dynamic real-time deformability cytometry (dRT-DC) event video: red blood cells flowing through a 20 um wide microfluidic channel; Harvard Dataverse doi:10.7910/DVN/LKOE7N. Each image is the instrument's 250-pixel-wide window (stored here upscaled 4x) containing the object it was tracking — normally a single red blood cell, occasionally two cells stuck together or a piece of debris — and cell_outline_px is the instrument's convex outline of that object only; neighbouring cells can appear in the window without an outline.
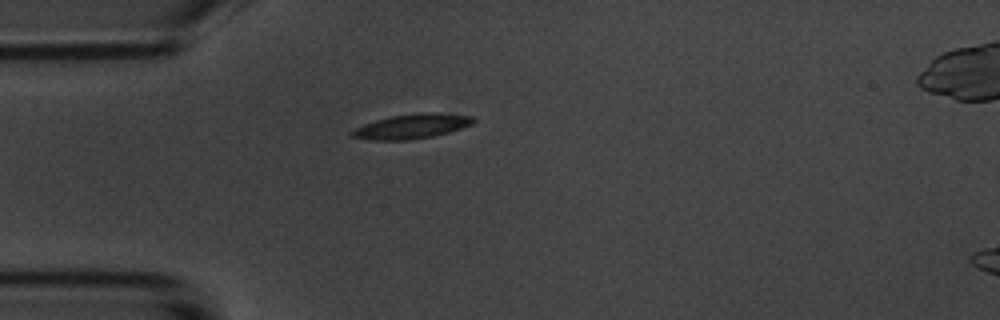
{"species": "common noctule bat (a hibernating species)", "species_latin": "Nyctalus noctula", "temperature_condition": "room temperature", "stored_images_in_passage": 1, "camera_frame_rate_fps": 3000, "um_per_image_px": 0.085, "animal": {"sex": "male", "body_mass_g": 20.1, "forearm_length_mm": 53.5}, "frame": {"image": 1, "passage_image": 1, "time_ms": 0.0, "image_size_px": [1000, 320], "cell_outline_px": [[476, 120], [472, 124], [448, 132], [432, 136], [408, 140], [368, 140], [352, 136], [348, 132], [364, 124], [376, 120], [392, 116], [424, 112], [436, 112], [472, 116]], "centroid_in_image_um": [34.99, 10.73], "position_along_channel_um": 50.0, "area_um2": 17.28}}